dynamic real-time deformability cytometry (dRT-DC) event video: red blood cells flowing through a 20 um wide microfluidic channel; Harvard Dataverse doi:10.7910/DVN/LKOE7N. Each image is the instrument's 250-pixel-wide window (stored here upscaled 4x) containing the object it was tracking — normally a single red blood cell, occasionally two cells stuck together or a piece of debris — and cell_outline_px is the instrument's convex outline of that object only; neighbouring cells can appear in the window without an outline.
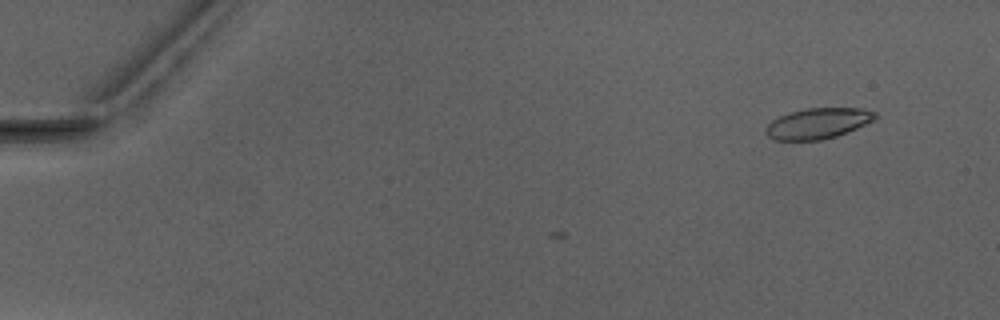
{"species": "Egyptian fruit bat (a non-hibernating species)", "species_latin": "Rousettus aegyptiacus", "temperature_condition": "warm", "stored_images_in_passage": 2, "camera_frame_rate_fps": 3000, "um_per_image_px": 0.085, "animal": {"sex": "male"}, "frame": {"image": 1, "passage_image": 2, "time_ms": 1.333, "image_size_px": [1000, 320], "cell_outline_px": [[876, 120], [836, 136], [820, 140], [772, 140], [764, 132], [764, 128], [772, 120], [780, 116], [792, 112], [808, 108], [864, 108], [876, 112]], "centroid_in_image_um": [69.52, 10.49], "position_along_channel_um": 15.5, "area_um2": 19.54}}